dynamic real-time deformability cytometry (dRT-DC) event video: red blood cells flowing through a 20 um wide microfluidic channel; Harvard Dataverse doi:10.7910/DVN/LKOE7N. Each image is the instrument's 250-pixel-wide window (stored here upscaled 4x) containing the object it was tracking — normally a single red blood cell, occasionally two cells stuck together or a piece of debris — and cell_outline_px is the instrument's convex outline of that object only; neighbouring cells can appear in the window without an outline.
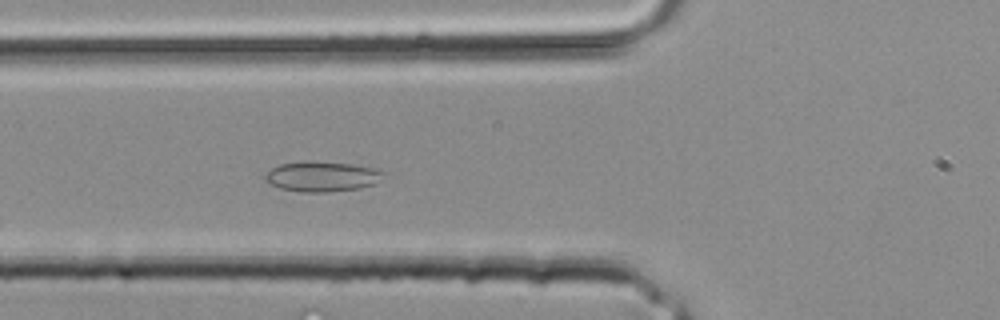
{"species": "common noctule bat (a hibernating species)", "species_latin": "Nyctalus noctula", "temperature_condition": "room temperature", "stored_images_in_passage": 35, "segment_of_instrument_passage": [1, 2], "camera_frame_rate_fps": 3000, "um_per_image_px": 0.085, "animal": {"sex": "male", "body_mass_g": 20.4}, "frame": {"image": 1, "passage_image": 12, "time_ms": 3.667, "image_size_px": [1000, 320], "cell_outline_px": [[388, 172], [372, 184], [356, 188], [328, 192], [300, 192], [280, 188], [268, 184], [264, 180], [264, 176], [272, 168], [280, 164], [352, 164], [372, 168]], "centroid_in_image_um": [27.34, 15.05], "position_along_channel_um": 98.5, "area_um2": 19.71}}
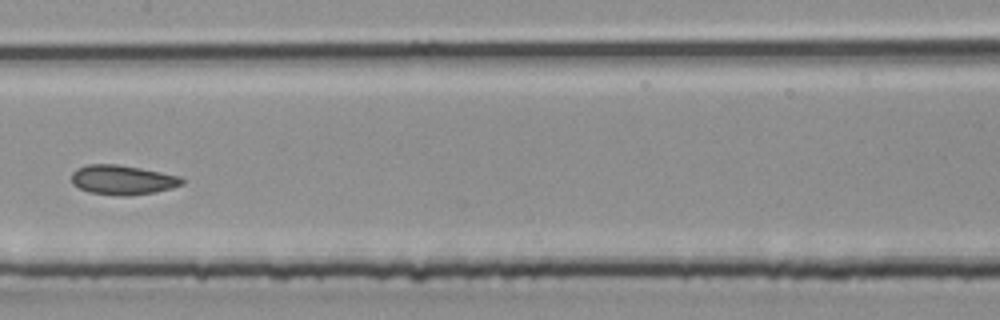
{"frame": {"image": 2, "passage_image": 17, "time_ms": 5.333, "image_size_px": [1000, 320], "cell_outline_px": [[184, 184], [172, 188], [152, 192], [128, 196], [120, 196], [88, 192], [72, 184], [72, 172], [76, 168], [88, 164], [120, 164], [180, 176], [184, 180]], "centroid_in_image_um": [10.4, 15.28], "position_along_channel_um": 197.0, "area_um2": 19.07}}
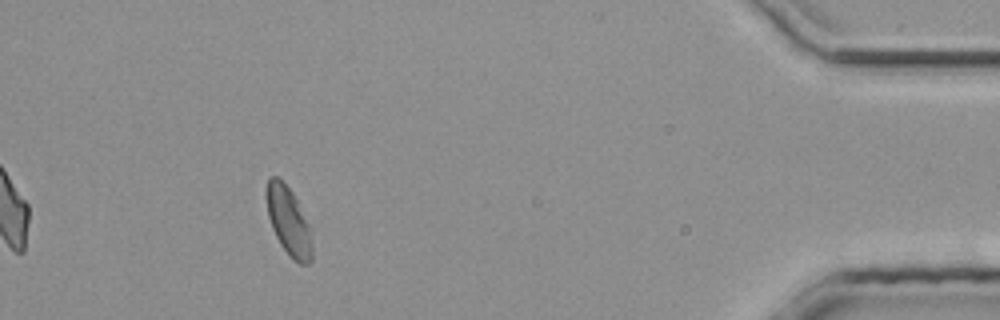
{"frame": {"image": 3, "passage_image": 31, "time_ms": 10.0, "image_size_px": [1000, 320], "cell_outline_px": [[312, 260], [308, 264], [300, 264], [292, 260], [280, 244], [272, 228], [268, 216], [268, 176], [276, 176], [292, 192], [312, 224]], "centroid_in_image_um": [24.61, 18.87], "position_along_channel_um": 410.6, "area_um2": 18.38}}